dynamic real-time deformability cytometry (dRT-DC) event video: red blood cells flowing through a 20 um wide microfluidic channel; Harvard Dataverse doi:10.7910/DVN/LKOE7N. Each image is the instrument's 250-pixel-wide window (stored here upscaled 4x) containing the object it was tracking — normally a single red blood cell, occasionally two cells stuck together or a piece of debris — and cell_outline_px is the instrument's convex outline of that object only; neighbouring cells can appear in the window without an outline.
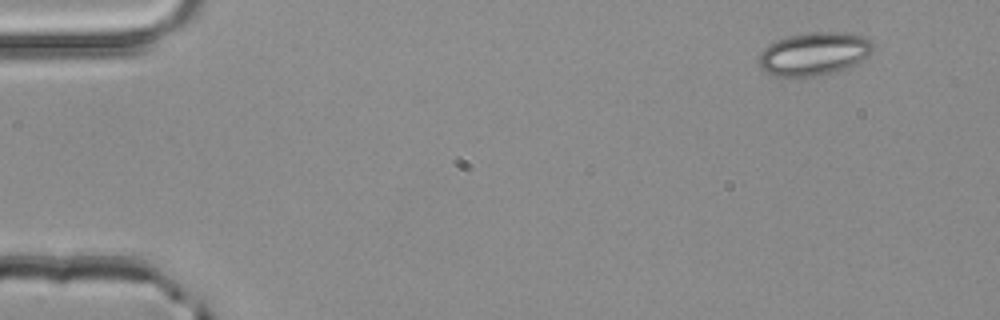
{"species": "common noctule bat (a hibernating species)", "species_latin": "Nyctalus noctula", "temperature_condition": "room temperature", "stored_images_in_passage": 48, "camera_frame_rate_fps": 3000, "um_per_image_px": 0.085, "animal": {"sex": "male", "body_mass_g": 20.4}, "frame": {"image": 1, "passage_image": 1, "time_ms": 0.0, "image_size_px": [1000, 320], "cell_outline_px": [[876, 48], [868, 56], [856, 64], [848, 68], [820, 76], [776, 76], [764, 72], [760, 68], [756, 60], [760, 52], [768, 44], [776, 40], [788, 36], [812, 32], [848, 32], [868, 36], [872, 40]], "centroid_in_image_um": [69.22, 4.56], "position_along_channel_um": 15.8, "area_um2": 29.42}}
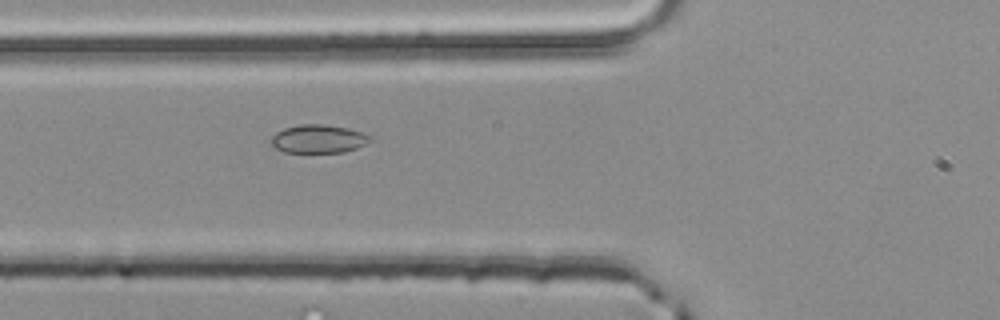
{"frame": {"image": 2, "passage_image": 16, "time_ms": 5.0, "image_size_px": [1000, 320], "cell_outline_px": [[372, 140], [356, 148], [344, 152], [284, 152], [276, 148], [268, 140], [276, 132], [284, 128], [300, 124], [324, 124], [348, 128], [360, 132], [368, 136]], "centroid_in_image_um": [27.01, 11.8], "position_along_channel_um": 98.8, "area_um2": 16.24}}
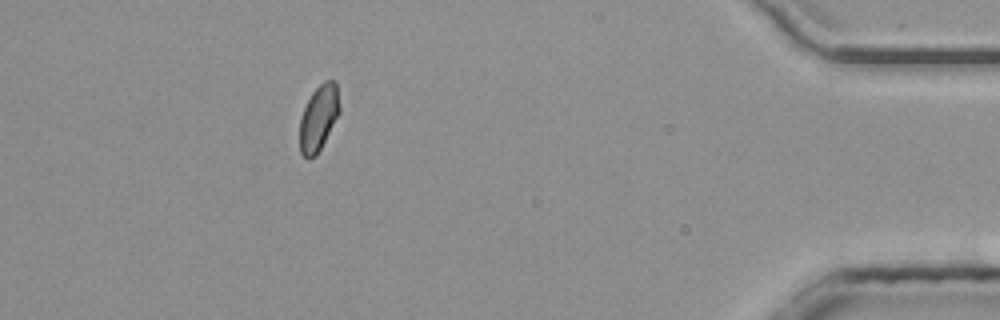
{"frame": {"image": 3, "passage_image": 43, "time_ms": 14.0, "image_size_px": [1000, 320], "cell_outline_px": [[340, 112], [316, 156], [308, 160], [300, 152], [300, 120], [304, 108], [312, 92], [324, 80], [336, 80], [340, 104]], "centroid_in_image_um": [27.1, 10.01], "position_along_channel_um": 408.1, "area_um2": 15.26}, "authors_computed_cell_mechanics": {"area_um2": 15.895, "velocity_mm_per_s": 4.0579, "shape_relaxation_time_tau1_ms": 5.4234, "shape_relaxation_time_tau2_ms": 1.462, "deformation_change_tau1": 0.0643, "deformation_change_tau2": 0.0381}}